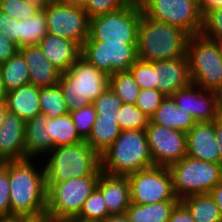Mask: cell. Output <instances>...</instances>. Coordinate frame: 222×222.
Segmentation results:
<instances>
[{
	"label": "cell",
	"mask_w": 222,
	"mask_h": 222,
	"mask_svg": "<svg viewBox=\"0 0 222 222\" xmlns=\"http://www.w3.org/2000/svg\"><path fill=\"white\" fill-rule=\"evenodd\" d=\"M167 222H195L189 210L179 202L171 213Z\"/></svg>",
	"instance_id": "45"
},
{
	"label": "cell",
	"mask_w": 222,
	"mask_h": 222,
	"mask_svg": "<svg viewBox=\"0 0 222 222\" xmlns=\"http://www.w3.org/2000/svg\"><path fill=\"white\" fill-rule=\"evenodd\" d=\"M0 10L19 21L28 20L40 9L28 0H0Z\"/></svg>",
	"instance_id": "37"
},
{
	"label": "cell",
	"mask_w": 222,
	"mask_h": 222,
	"mask_svg": "<svg viewBox=\"0 0 222 222\" xmlns=\"http://www.w3.org/2000/svg\"><path fill=\"white\" fill-rule=\"evenodd\" d=\"M49 117L39 114L26 121L25 129V159H43L51 151V136H49Z\"/></svg>",
	"instance_id": "22"
},
{
	"label": "cell",
	"mask_w": 222,
	"mask_h": 222,
	"mask_svg": "<svg viewBox=\"0 0 222 222\" xmlns=\"http://www.w3.org/2000/svg\"><path fill=\"white\" fill-rule=\"evenodd\" d=\"M5 161L0 157V170L3 169Z\"/></svg>",
	"instance_id": "60"
},
{
	"label": "cell",
	"mask_w": 222,
	"mask_h": 222,
	"mask_svg": "<svg viewBox=\"0 0 222 222\" xmlns=\"http://www.w3.org/2000/svg\"><path fill=\"white\" fill-rule=\"evenodd\" d=\"M85 0H56V3L67 5V6H75V7H84Z\"/></svg>",
	"instance_id": "52"
},
{
	"label": "cell",
	"mask_w": 222,
	"mask_h": 222,
	"mask_svg": "<svg viewBox=\"0 0 222 222\" xmlns=\"http://www.w3.org/2000/svg\"><path fill=\"white\" fill-rule=\"evenodd\" d=\"M127 4H133L141 6L146 0H125Z\"/></svg>",
	"instance_id": "58"
},
{
	"label": "cell",
	"mask_w": 222,
	"mask_h": 222,
	"mask_svg": "<svg viewBox=\"0 0 222 222\" xmlns=\"http://www.w3.org/2000/svg\"><path fill=\"white\" fill-rule=\"evenodd\" d=\"M65 222H97V221L85 220L79 217H73V218L67 219Z\"/></svg>",
	"instance_id": "56"
},
{
	"label": "cell",
	"mask_w": 222,
	"mask_h": 222,
	"mask_svg": "<svg viewBox=\"0 0 222 222\" xmlns=\"http://www.w3.org/2000/svg\"><path fill=\"white\" fill-rule=\"evenodd\" d=\"M198 2L199 11L203 18L211 11L222 8V0H198Z\"/></svg>",
	"instance_id": "46"
},
{
	"label": "cell",
	"mask_w": 222,
	"mask_h": 222,
	"mask_svg": "<svg viewBox=\"0 0 222 222\" xmlns=\"http://www.w3.org/2000/svg\"><path fill=\"white\" fill-rule=\"evenodd\" d=\"M0 217H10V185L8 172L0 170Z\"/></svg>",
	"instance_id": "42"
},
{
	"label": "cell",
	"mask_w": 222,
	"mask_h": 222,
	"mask_svg": "<svg viewBox=\"0 0 222 222\" xmlns=\"http://www.w3.org/2000/svg\"><path fill=\"white\" fill-rule=\"evenodd\" d=\"M47 34L46 15L43 9L28 20H18V47L38 45Z\"/></svg>",
	"instance_id": "30"
},
{
	"label": "cell",
	"mask_w": 222,
	"mask_h": 222,
	"mask_svg": "<svg viewBox=\"0 0 222 222\" xmlns=\"http://www.w3.org/2000/svg\"><path fill=\"white\" fill-rule=\"evenodd\" d=\"M28 1L39 9H44L50 4H53L56 2V0H28Z\"/></svg>",
	"instance_id": "53"
},
{
	"label": "cell",
	"mask_w": 222,
	"mask_h": 222,
	"mask_svg": "<svg viewBox=\"0 0 222 222\" xmlns=\"http://www.w3.org/2000/svg\"><path fill=\"white\" fill-rule=\"evenodd\" d=\"M127 5L125 0H85L83 9L88 17L107 14Z\"/></svg>",
	"instance_id": "40"
},
{
	"label": "cell",
	"mask_w": 222,
	"mask_h": 222,
	"mask_svg": "<svg viewBox=\"0 0 222 222\" xmlns=\"http://www.w3.org/2000/svg\"><path fill=\"white\" fill-rule=\"evenodd\" d=\"M129 71L140 89H156L154 62L137 59Z\"/></svg>",
	"instance_id": "38"
},
{
	"label": "cell",
	"mask_w": 222,
	"mask_h": 222,
	"mask_svg": "<svg viewBox=\"0 0 222 222\" xmlns=\"http://www.w3.org/2000/svg\"><path fill=\"white\" fill-rule=\"evenodd\" d=\"M8 112L16 114L25 121L41 114L39 87L28 84L7 93Z\"/></svg>",
	"instance_id": "23"
},
{
	"label": "cell",
	"mask_w": 222,
	"mask_h": 222,
	"mask_svg": "<svg viewBox=\"0 0 222 222\" xmlns=\"http://www.w3.org/2000/svg\"><path fill=\"white\" fill-rule=\"evenodd\" d=\"M0 76L7 93L30 84L28 66L19 51L0 65Z\"/></svg>",
	"instance_id": "26"
},
{
	"label": "cell",
	"mask_w": 222,
	"mask_h": 222,
	"mask_svg": "<svg viewBox=\"0 0 222 222\" xmlns=\"http://www.w3.org/2000/svg\"><path fill=\"white\" fill-rule=\"evenodd\" d=\"M201 33L209 39L222 35V8L211 11L203 18Z\"/></svg>",
	"instance_id": "41"
},
{
	"label": "cell",
	"mask_w": 222,
	"mask_h": 222,
	"mask_svg": "<svg viewBox=\"0 0 222 222\" xmlns=\"http://www.w3.org/2000/svg\"><path fill=\"white\" fill-rule=\"evenodd\" d=\"M165 98L166 95L157 89H140L135 106L151 118Z\"/></svg>",
	"instance_id": "39"
},
{
	"label": "cell",
	"mask_w": 222,
	"mask_h": 222,
	"mask_svg": "<svg viewBox=\"0 0 222 222\" xmlns=\"http://www.w3.org/2000/svg\"><path fill=\"white\" fill-rule=\"evenodd\" d=\"M98 180L99 176H84L63 183H47V212L56 222L77 217Z\"/></svg>",
	"instance_id": "9"
},
{
	"label": "cell",
	"mask_w": 222,
	"mask_h": 222,
	"mask_svg": "<svg viewBox=\"0 0 222 222\" xmlns=\"http://www.w3.org/2000/svg\"><path fill=\"white\" fill-rule=\"evenodd\" d=\"M0 33L18 46V20L0 10Z\"/></svg>",
	"instance_id": "43"
},
{
	"label": "cell",
	"mask_w": 222,
	"mask_h": 222,
	"mask_svg": "<svg viewBox=\"0 0 222 222\" xmlns=\"http://www.w3.org/2000/svg\"><path fill=\"white\" fill-rule=\"evenodd\" d=\"M74 126L79 136L86 141L96 119V110L93 104L81 107L70 112Z\"/></svg>",
	"instance_id": "36"
},
{
	"label": "cell",
	"mask_w": 222,
	"mask_h": 222,
	"mask_svg": "<svg viewBox=\"0 0 222 222\" xmlns=\"http://www.w3.org/2000/svg\"><path fill=\"white\" fill-rule=\"evenodd\" d=\"M154 166L169 167L186 156V133L151 121L145 129Z\"/></svg>",
	"instance_id": "14"
},
{
	"label": "cell",
	"mask_w": 222,
	"mask_h": 222,
	"mask_svg": "<svg viewBox=\"0 0 222 222\" xmlns=\"http://www.w3.org/2000/svg\"><path fill=\"white\" fill-rule=\"evenodd\" d=\"M103 222H130L126 213L109 215Z\"/></svg>",
	"instance_id": "51"
},
{
	"label": "cell",
	"mask_w": 222,
	"mask_h": 222,
	"mask_svg": "<svg viewBox=\"0 0 222 222\" xmlns=\"http://www.w3.org/2000/svg\"><path fill=\"white\" fill-rule=\"evenodd\" d=\"M93 105L98 118L118 122L122 102L109 87L93 101Z\"/></svg>",
	"instance_id": "33"
},
{
	"label": "cell",
	"mask_w": 222,
	"mask_h": 222,
	"mask_svg": "<svg viewBox=\"0 0 222 222\" xmlns=\"http://www.w3.org/2000/svg\"><path fill=\"white\" fill-rule=\"evenodd\" d=\"M46 127L51 136V150L54 147L73 145L84 140L79 136L74 126L70 113L59 116L56 119L49 118Z\"/></svg>",
	"instance_id": "27"
},
{
	"label": "cell",
	"mask_w": 222,
	"mask_h": 222,
	"mask_svg": "<svg viewBox=\"0 0 222 222\" xmlns=\"http://www.w3.org/2000/svg\"><path fill=\"white\" fill-rule=\"evenodd\" d=\"M0 222H18V217L1 218Z\"/></svg>",
	"instance_id": "59"
},
{
	"label": "cell",
	"mask_w": 222,
	"mask_h": 222,
	"mask_svg": "<svg viewBox=\"0 0 222 222\" xmlns=\"http://www.w3.org/2000/svg\"><path fill=\"white\" fill-rule=\"evenodd\" d=\"M82 57L107 75L129 71L138 59L137 43L85 41Z\"/></svg>",
	"instance_id": "12"
},
{
	"label": "cell",
	"mask_w": 222,
	"mask_h": 222,
	"mask_svg": "<svg viewBox=\"0 0 222 222\" xmlns=\"http://www.w3.org/2000/svg\"><path fill=\"white\" fill-rule=\"evenodd\" d=\"M189 38L190 35L185 30L142 13L137 37L138 59L156 62L186 57Z\"/></svg>",
	"instance_id": "2"
},
{
	"label": "cell",
	"mask_w": 222,
	"mask_h": 222,
	"mask_svg": "<svg viewBox=\"0 0 222 222\" xmlns=\"http://www.w3.org/2000/svg\"><path fill=\"white\" fill-rule=\"evenodd\" d=\"M18 222H56L55 219L47 212L36 215L18 216Z\"/></svg>",
	"instance_id": "47"
},
{
	"label": "cell",
	"mask_w": 222,
	"mask_h": 222,
	"mask_svg": "<svg viewBox=\"0 0 222 222\" xmlns=\"http://www.w3.org/2000/svg\"><path fill=\"white\" fill-rule=\"evenodd\" d=\"M19 47L0 33V65L11 58Z\"/></svg>",
	"instance_id": "44"
},
{
	"label": "cell",
	"mask_w": 222,
	"mask_h": 222,
	"mask_svg": "<svg viewBox=\"0 0 222 222\" xmlns=\"http://www.w3.org/2000/svg\"><path fill=\"white\" fill-rule=\"evenodd\" d=\"M26 121L7 112L0 126V157L5 161L25 159Z\"/></svg>",
	"instance_id": "18"
},
{
	"label": "cell",
	"mask_w": 222,
	"mask_h": 222,
	"mask_svg": "<svg viewBox=\"0 0 222 222\" xmlns=\"http://www.w3.org/2000/svg\"><path fill=\"white\" fill-rule=\"evenodd\" d=\"M141 8L147 17L185 30L190 36L202 32L198 0H146Z\"/></svg>",
	"instance_id": "10"
},
{
	"label": "cell",
	"mask_w": 222,
	"mask_h": 222,
	"mask_svg": "<svg viewBox=\"0 0 222 222\" xmlns=\"http://www.w3.org/2000/svg\"><path fill=\"white\" fill-rule=\"evenodd\" d=\"M8 112L6 102H0V126L4 120L5 114Z\"/></svg>",
	"instance_id": "54"
},
{
	"label": "cell",
	"mask_w": 222,
	"mask_h": 222,
	"mask_svg": "<svg viewBox=\"0 0 222 222\" xmlns=\"http://www.w3.org/2000/svg\"><path fill=\"white\" fill-rule=\"evenodd\" d=\"M180 202L189 210L195 222H222L220 210L209 194L187 196Z\"/></svg>",
	"instance_id": "28"
},
{
	"label": "cell",
	"mask_w": 222,
	"mask_h": 222,
	"mask_svg": "<svg viewBox=\"0 0 222 222\" xmlns=\"http://www.w3.org/2000/svg\"><path fill=\"white\" fill-rule=\"evenodd\" d=\"M130 183L131 203L154 204L162 201H180L173 190L168 167L152 166L127 175Z\"/></svg>",
	"instance_id": "11"
},
{
	"label": "cell",
	"mask_w": 222,
	"mask_h": 222,
	"mask_svg": "<svg viewBox=\"0 0 222 222\" xmlns=\"http://www.w3.org/2000/svg\"><path fill=\"white\" fill-rule=\"evenodd\" d=\"M121 131L117 121L102 120L96 116L92 131L85 142L101 156Z\"/></svg>",
	"instance_id": "29"
},
{
	"label": "cell",
	"mask_w": 222,
	"mask_h": 222,
	"mask_svg": "<svg viewBox=\"0 0 222 222\" xmlns=\"http://www.w3.org/2000/svg\"><path fill=\"white\" fill-rule=\"evenodd\" d=\"M58 84L70 113L93 104L109 87V75L81 57L66 72L61 73Z\"/></svg>",
	"instance_id": "5"
},
{
	"label": "cell",
	"mask_w": 222,
	"mask_h": 222,
	"mask_svg": "<svg viewBox=\"0 0 222 222\" xmlns=\"http://www.w3.org/2000/svg\"><path fill=\"white\" fill-rule=\"evenodd\" d=\"M10 217L36 215L47 211V183L43 159L7 161Z\"/></svg>",
	"instance_id": "1"
},
{
	"label": "cell",
	"mask_w": 222,
	"mask_h": 222,
	"mask_svg": "<svg viewBox=\"0 0 222 222\" xmlns=\"http://www.w3.org/2000/svg\"><path fill=\"white\" fill-rule=\"evenodd\" d=\"M109 88L118 95L122 103L136 104L140 87L130 71L116 72L110 75Z\"/></svg>",
	"instance_id": "32"
},
{
	"label": "cell",
	"mask_w": 222,
	"mask_h": 222,
	"mask_svg": "<svg viewBox=\"0 0 222 222\" xmlns=\"http://www.w3.org/2000/svg\"><path fill=\"white\" fill-rule=\"evenodd\" d=\"M178 108L190 113L196 122H212L218 118L214 91L190 86L171 95Z\"/></svg>",
	"instance_id": "15"
},
{
	"label": "cell",
	"mask_w": 222,
	"mask_h": 222,
	"mask_svg": "<svg viewBox=\"0 0 222 222\" xmlns=\"http://www.w3.org/2000/svg\"><path fill=\"white\" fill-rule=\"evenodd\" d=\"M176 198L209 194L222 181V166L185 156L169 167Z\"/></svg>",
	"instance_id": "6"
},
{
	"label": "cell",
	"mask_w": 222,
	"mask_h": 222,
	"mask_svg": "<svg viewBox=\"0 0 222 222\" xmlns=\"http://www.w3.org/2000/svg\"><path fill=\"white\" fill-rule=\"evenodd\" d=\"M39 100L41 114L51 119L69 113L58 83L52 86L39 87Z\"/></svg>",
	"instance_id": "31"
},
{
	"label": "cell",
	"mask_w": 222,
	"mask_h": 222,
	"mask_svg": "<svg viewBox=\"0 0 222 222\" xmlns=\"http://www.w3.org/2000/svg\"><path fill=\"white\" fill-rule=\"evenodd\" d=\"M109 215L104 197L96 187L82 205L77 217L85 220L103 222Z\"/></svg>",
	"instance_id": "35"
},
{
	"label": "cell",
	"mask_w": 222,
	"mask_h": 222,
	"mask_svg": "<svg viewBox=\"0 0 222 222\" xmlns=\"http://www.w3.org/2000/svg\"><path fill=\"white\" fill-rule=\"evenodd\" d=\"M156 89L166 96L192 84L188 57L154 62Z\"/></svg>",
	"instance_id": "16"
},
{
	"label": "cell",
	"mask_w": 222,
	"mask_h": 222,
	"mask_svg": "<svg viewBox=\"0 0 222 222\" xmlns=\"http://www.w3.org/2000/svg\"><path fill=\"white\" fill-rule=\"evenodd\" d=\"M192 84L215 91L222 84V52L213 39L191 35L187 44Z\"/></svg>",
	"instance_id": "7"
},
{
	"label": "cell",
	"mask_w": 222,
	"mask_h": 222,
	"mask_svg": "<svg viewBox=\"0 0 222 222\" xmlns=\"http://www.w3.org/2000/svg\"><path fill=\"white\" fill-rule=\"evenodd\" d=\"M7 92L4 89L1 76H0V102H6Z\"/></svg>",
	"instance_id": "55"
},
{
	"label": "cell",
	"mask_w": 222,
	"mask_h": 222,
	"mask_svg": "<svg viewBox=\"0 0 222 222\" xmlns=\"http://www.w3.org/2000/svg\"><path fill=\"white\" fill-rule=\"evenodd\" d=\"M209 195L214 199L222 217V181L211 190Z\"/></svg>",
	"instance_id": "49"
},
{
	"label": "cell",
	"mask_w": 222,
	"mask_h": 222,
	"mask_svg": "<svg viewBox=\"0 0 222 222\" xmlns=\"http://www.w3.org/2000/svg\"><path fill=\"white\" fill-rule=\"evenodd\" d=\"M43 10L49 34L80 42L82 45L89 37L90 18L83 8L55 2Z\"/></svg>",
	"instance_id": "13"
},
{
	"label": "cell",
	"mask_w": 222,
	"mask_h": 222,
	"mask_svg": "<svg viewBox=\"0 0 222 222\" xmlns=\"http://www.w3.org/2000/svg\"><path fill=\"white\" fill-rule=\"evenodd\" d=\"M180 201H162L154 204L131 203L126 215L130 222H167Z\"/></svg>",
	"instance_id": "25"
},
{
	"label": "cell",
	"mask_w": 222,
	"mask_h": 222,
	"mask_svg": "<svg viewBox=\"0 0 222 222\" xmlns=\"http://www.w3.org/2000/svg\"><path fill=\"white\" fill-rule=\"evenodd\" d=\"M142 8L127 4L113 12L90 18L89 37L85 41L137 43Z\"/></svg>",
	"instance_id": "8"
},
{
	"label": "cell",
	"mask_w": 222,
	"mask_h": 222,
	"mask_svg": "<svg viewBox=\"0 0 222 222\" xmlns=\"http://www.w3.org/2000/svg\"><path fill=\"white\" fill-rule=\"evenodd\" d=\"M214 132L218 142L219 149V164L222 166V118L214 120Z\"/></svg>",
	"instance_id": "48"
},
{
	"label": "cell",
	"mask_w": 222,
	"mask_h": 222,
	"mask_svg": "<svg viewBox=\"0 0 222 222\" xmlns=\"http://www.w3.org/2000/svg\"><path fill=\"white\" fill-rule=\"evenodd\" d=\"M45 57L61 73L82 57L83 45L70 39L47 34L38 44Z\"/></svg>",
	"instance_id": "19"
},
{
	"label": "cell",
	"mask_w": 222,
	"mask_h": 222,
	"mask_svg": "<svg viewBox=\"0 0 222 222\" xmlns=\"http://www.w3.org/2000/svg\"><path fill=\"white\" fill-rule=\"evenodd\" d=\"M149 122L150 118L140 108L133 104L122 103L118 118L121 130H145Z\"/></svg>",
	"instance_id": "34"
},
{
	"label": "cell",
	"mask_w": 222,
	"mask_h": 222,
	"mask_svg": "<svg viewBox=\"0 0 222 222\" xmlns=\"http://www.w3.org/2000/svg\"><path fill=\"white\" fill-rule=\"evenodd\" d=\"M18 51L27 63L31 85L46 87L59 82L61 72L45 57L38 45L21 46Z\"/></svg>",
	"instance_id": "21"
},
{
	"label": "cell",
	"mask_w": 222,
	"mask_h": 222,
	"mask_svg": "<svg viewBox=\"0 0 222 222\" xmlns=\"http://www.w3.org/2000/svg\"><path fill=\"white\" fill-rule=\"evenodd\" d=\"M100 158L102 172L109 175L127 176L154 166L145 130H122Z\"/></svg>",
	"instance_id": "4"
},
{
	"label": "cell",
	"mask_w": 222,
	"mask_h": 222,
	"mask_svg": "<svg viewBox=\"0 0 222 222\" xmlns=\"http://www.w3.org/2000/svg\"><path fill=\"white\" fill-rule=\"evenodd\" d=\"M45 159V160H44ZM46 183H63L70 178L100 176V155L85 141L54 147L43 158Z\"/></svg>",
	"instance_id": "3"
},
{
	"label": "cell",
	"mask_w": 222,
	"mask_h": 222,
	"mask_svg": "<svg viewBox=\"0 0 222 222\" xmlns=\"http://www.w3.org/2000/svg\"><path fill=\"white\" fill-rule=\"evenodd\" d=\"M186 156L219 164V149L214 132V121L197 122L186 133Z\"/></svg>",
	"instance_id": "17"
},
{
	"label": "cell",
	"mask_w": 222,
	"mask_h": 222,
	"mask_svg": "<svg viewBox=\"0 0 222 222\" xmlns=\"http://www.w3.org/2000/svg\"><path fill=\"white\" fill-rule=\"evenodd\" d=\"M110 215L124 214L131 204L130 183L127 176L101 172L97 184Z\"/></svg>",
	"instance_id": "20"
},
{
	"label": "cell",
	"mask_w": 222,
	"mask_h": 222,
	"mask_svg": "<svg viewBox=\"0 0 222 222\" xmlns=\"http://www.w3.org/2000/svg\"><path fill=\"white\" fill-rule=\"evenodd\" d=\"M216 95V108L219 118H222V84L214 91Z\"/></svg>",
	"instance_id": "50"
},
{
	"label": "cell",
	"mask_w": 222,
	"mask_h": 222,
	"mask_svg": "<svg viewBox=\"0 0 222 222\" xmlns=\"http://www.w3.org/2000/svg\"><path fill=\"white\" fill-rule=\"evenodd\" d=\"M213 40L216 42L218 48L222 52V35H217Z\"/></svg>",
	"instance_id": "57"
},
{
	"label": "cell",
	"mask_w": 222,
	"mask_h": 222,
	"mask_svg": "<svg viewBox=\"0 0 222 222\" xmlns=\"http://www.w3.org/2000/svg\"><path fill=\"white\" fill-rule=\"evenodd\" d=\"M150 121L156 125H162L187 133L197 122L194 117L178 108L171 96H166Z\"/></svg>",
	"instance_id": "24"
}]
</instances>
